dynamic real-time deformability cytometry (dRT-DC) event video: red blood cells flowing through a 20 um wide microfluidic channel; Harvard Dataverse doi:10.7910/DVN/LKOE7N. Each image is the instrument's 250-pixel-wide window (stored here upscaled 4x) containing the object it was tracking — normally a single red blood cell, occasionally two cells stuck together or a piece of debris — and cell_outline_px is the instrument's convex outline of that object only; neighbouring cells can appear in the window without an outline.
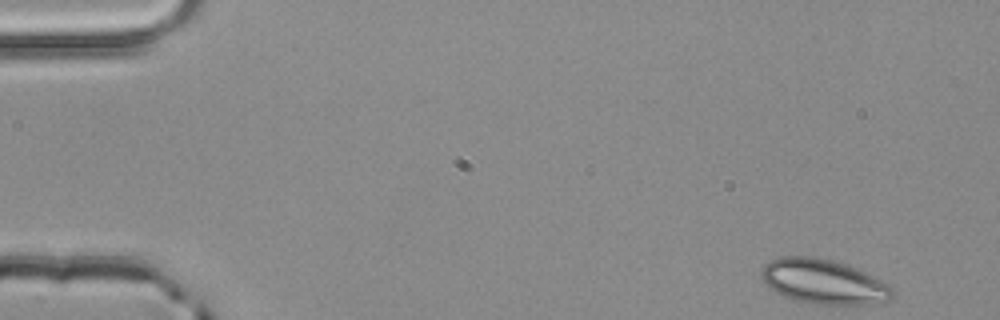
{"species": "common noctule bat (a hibernating species)", "species_latin": "Nyctalus noctula", "temperature_condition": "room temperature", "stored_images_in_passage": 3, "camera_frame_rate_fps": 3000, "um_per_image_px": 0.085, "animal": {"sex": "male", "body_mass_g": 20.4}, "frame": {"image": 1, "passage_image": 1, "time_ms": 0.0, "image_size_px": [1000, 320], "cell_outline_px": [[896, 296], [888, 300], [872, 304], [812, 304], [792, 300], [768, 288], [760, 276], [760, 268], [768, 260], [780, 256], [812, 256], [832, 260], [844, 264], [864, 272], [888, 284], [892, 288]], "centroid_in_image_um": [69.94, 23.94], "position_along_channel_um": 15.1, "area_um2": 34.39}}